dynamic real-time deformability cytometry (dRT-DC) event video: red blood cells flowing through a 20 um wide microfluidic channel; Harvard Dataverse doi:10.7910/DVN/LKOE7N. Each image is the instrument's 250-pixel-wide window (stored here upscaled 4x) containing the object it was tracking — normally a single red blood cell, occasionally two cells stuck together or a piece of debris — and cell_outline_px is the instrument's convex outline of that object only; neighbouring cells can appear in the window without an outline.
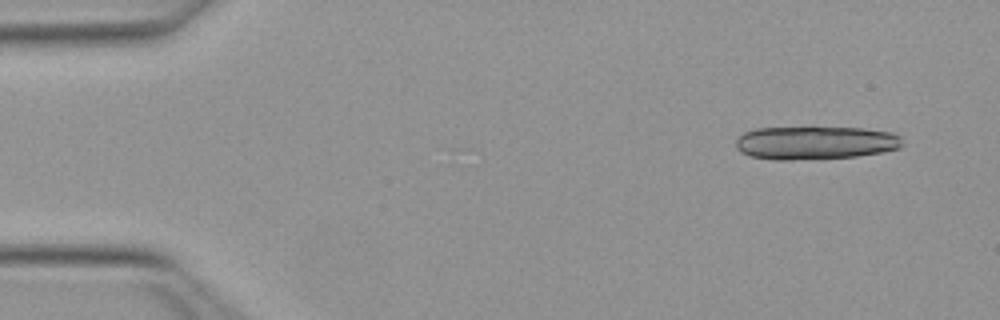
{"species": "Egyptian fruit bat (a non-hibernating species)", "species_latin": "Rousettus aegyptiacus", "temperature_condition": "warm", "stored_images_in_passage": 22, "camera_frame_rate_fps": 3000, "um_per_image_px": 0.085, "animal": {"sex": "female"}, "frame": {"image": 1, "passage_image": 4, "time_ms": 1.0, "image_size_px": [1000, 320], "cell_outline_px": [[904, 144], [900, 148], [884, 152], [856, 156], [792, 160], [772, 160], [748, 156], [740, 152], [736, 148], [736, 140], [744, 132], [756, 128], [864, 128], [892, 132], [900, 136]], "centroid_in_image_um": [69.3, 12.14], "position_along_channel_um": 15.7, "area_um2": 32.43}}
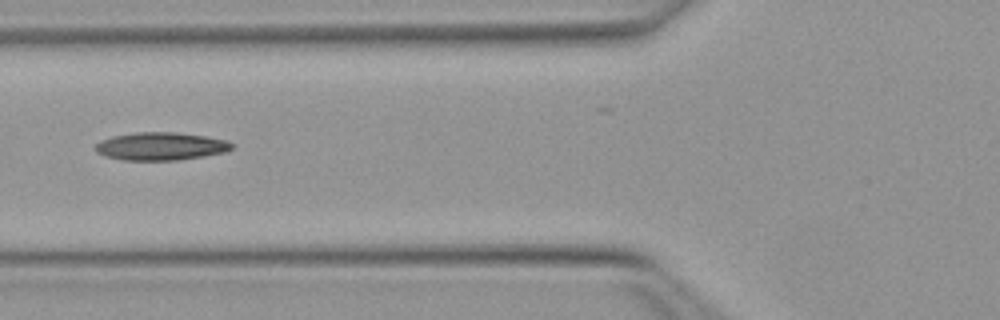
{"frame": {"image": 2, "passage_image": 20, "time_ms": 6.333, "image_size_px": [1000, 320], "cell_outline_px": [[232, 148], [224, 152], [204, 156], [176, 160], [124, 160], [108, 156], [96, 152], [92, 148], [100, 140], [112, 136], [136, 132], [176, 132], [208, 136], [228, 140], [232, 144]], "centroid_in_image_um": [13.65, 12.42], "position_along_channel_um": 112.1, "area_um2": 22.25}}